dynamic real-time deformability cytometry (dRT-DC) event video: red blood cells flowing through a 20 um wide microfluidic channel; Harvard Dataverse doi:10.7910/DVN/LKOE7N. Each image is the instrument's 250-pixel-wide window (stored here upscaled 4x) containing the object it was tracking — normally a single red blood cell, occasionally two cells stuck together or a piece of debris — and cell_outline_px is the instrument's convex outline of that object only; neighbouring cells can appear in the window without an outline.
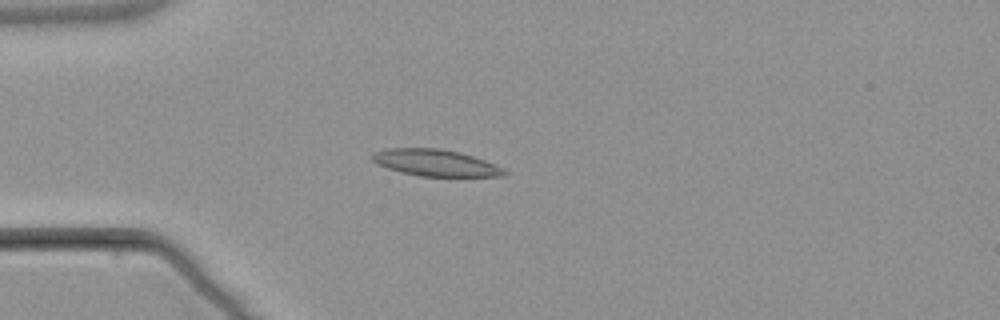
{"species": "common noctule bat (a hibernating species)", "species_latin": "Nyctalus noctula", "temperature_condition": "warm", "stored_images_in_passage": 4, "camera_frame_rate_fps": 3000, "um_per_image_px": 0.085, "animal": {"sex": "male", "body_mass_g": 21.5, "forearm_length_mm": 52.0}, "frame": {"image": 1, "passage_image": 4, "time_ms": 3.667, "image_size_px": [1000, 320], "cell_outline_px": [[508, 172], [504, 176], [420, 176], [400, 172], [376, 164], [372, 160], [372, 152], [384, 148], [440, 148], [460, 152], [484, 160], [504, 168]], "centroid_in_image_um": [36.98, 13.83], "position_along_channel_um": 48.0, "area_um2": 20.58}}